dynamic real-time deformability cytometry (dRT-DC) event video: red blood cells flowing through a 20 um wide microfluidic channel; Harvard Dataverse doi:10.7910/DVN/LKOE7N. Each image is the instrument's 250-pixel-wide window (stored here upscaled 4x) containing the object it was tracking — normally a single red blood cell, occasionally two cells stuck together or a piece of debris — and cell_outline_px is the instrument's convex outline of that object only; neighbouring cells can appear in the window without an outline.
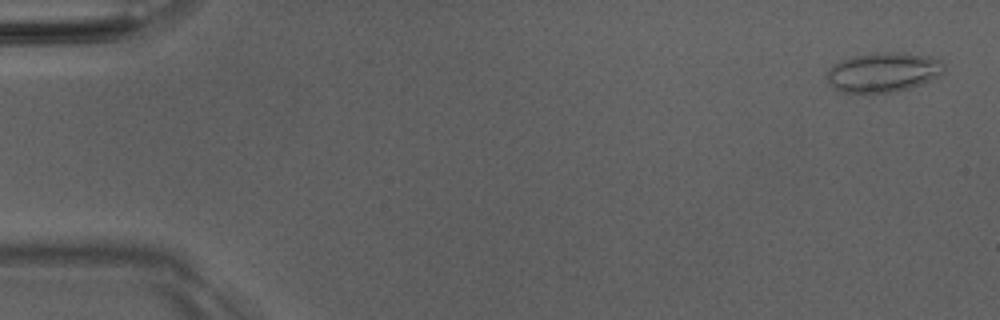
{"species": "Egyptian fruit bat (a non-hibernating species)", "species_latin": "Rousettus aegyptiacus", "temperature_condition": "room temperature", "stored_images_in_passage": 51, "camera_frame_rate_fps": 3000, "um_per_image_px": 0.085, "animal": {"sex": "male"}, "frame": {"image": 1, "passage_image": 2, "time_ms": 0.333, "image_size_px": [1000, 320], "cell_outline_px": [[944, 72], [940, 76], [920, 84], [896, 92], [840, 92], [824, 76], [828, 68], [832, 64], [852, 56], [876, 52], [904, 52], [928, 56], [940, 60], [944, 64]], "centroid_in_image_um": [75.07, 6.12], "position_along_channel_um": 9.9, "area_um2": 27.17}}
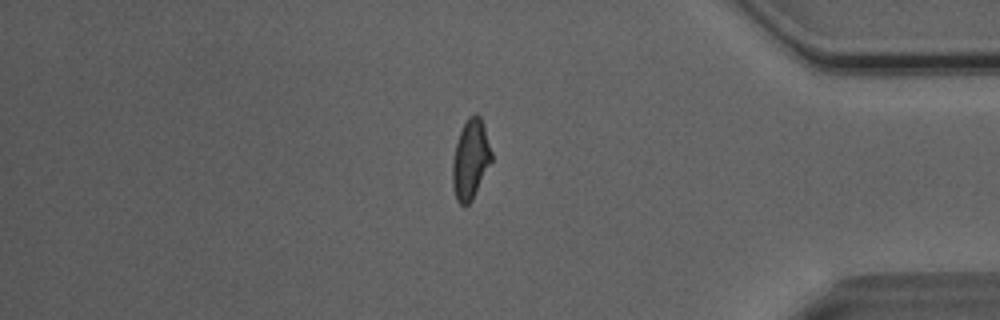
{"frame": {"image": 2, "passage_image": 43, "time_ms": 14.0, "image_size_px": [1000, 320], "cell_outline_px": [[492, 160], [472, 200], [468, 204], [460, 204], [456, 200], [452, 184], [452, 160], [456, 144], [460, 132], [468, 116], [476, 112], [480, 116], [484, 124], [492, 152]], "centroid_in_image_um": [39.99, 13.52], "position_along_channel_um": 395.2, "area_um2": 18.15}}
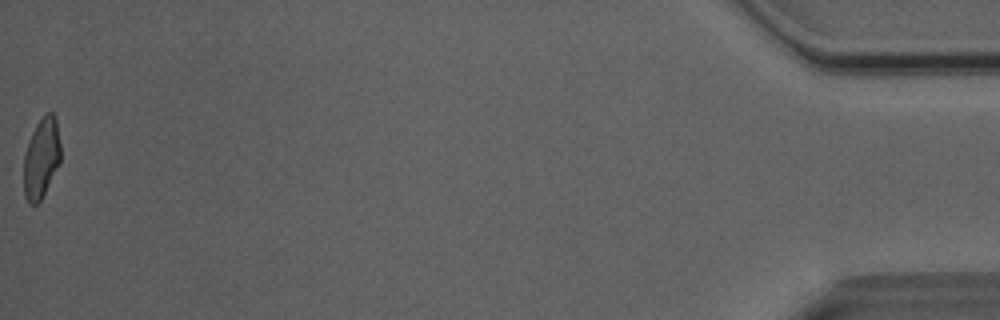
{"frame": {"image": 3, "passage_image": 51, "time_ms": 16.667, "image_size_px": [1000, 320], "cell_outline_px": [[60, 164], [40, 200], [36, 204], [28, 204], [24, 196], [24, 156], [28, 140], [36, 124], [48, 112], [52, 112], [56, 116], [60, 144]], "centroid_in_image_um": [3.51, 13.44], "position_along_channel_um": 431.7, "area_um2": 17.28}, "authors_computed_cell_mechanics": {"area_um2": 18.6116, "velocity_mm_per_s": 4.0695, "shape_relaxation_time_tau1_ms": 7.3158, "shape_relaxation_time_tau2_ms": 1.0587, "deformation_change_tau1": 0.1724, "deformation_change_tau2": 0.0629}}